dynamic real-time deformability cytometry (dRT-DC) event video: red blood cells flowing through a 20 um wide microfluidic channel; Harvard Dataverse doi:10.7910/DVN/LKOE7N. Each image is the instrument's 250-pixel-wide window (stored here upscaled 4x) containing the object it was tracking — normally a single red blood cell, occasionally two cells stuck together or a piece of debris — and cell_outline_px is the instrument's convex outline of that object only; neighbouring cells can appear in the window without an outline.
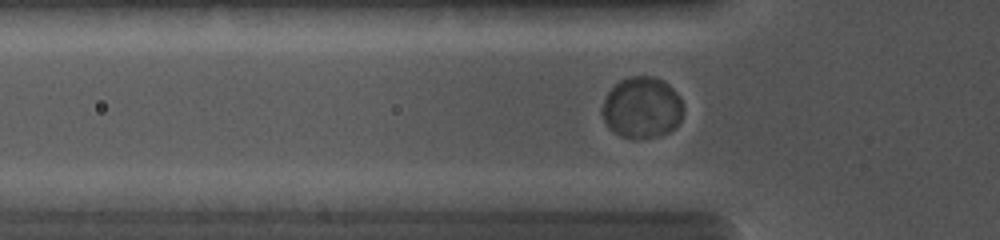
{"species": "common noctule bat (a hibernating species)", "species_latin": "Nyctalus noctula", "temperature_condition": "cold", "stored_images_in_passage": 21, "camera_frame_rate_fps": 5000, "um_per_image_px": 0.085, "animal": {"sex": "female", "body_mass_g": 19.0, "forearm_length_mm": 56.7}, "frame": {"image": 1, "passage_image": 12, "time_ms": 4.2, "image_size_px": [1000, 240], "cell_outline_px": [[680, 120], [676, 128], [668, 132], [656, 136], [620, 136], [608, 128], [600, 112], [600, 108], [608, 92], [620, 80], [632, 76], [652, 76], [668, 84], [676, 92], [680, 100]], "centroid_in_image_um": [54.51, 9.13], "position_along_channel_um": 71.3, "area_um2": 28.38}}
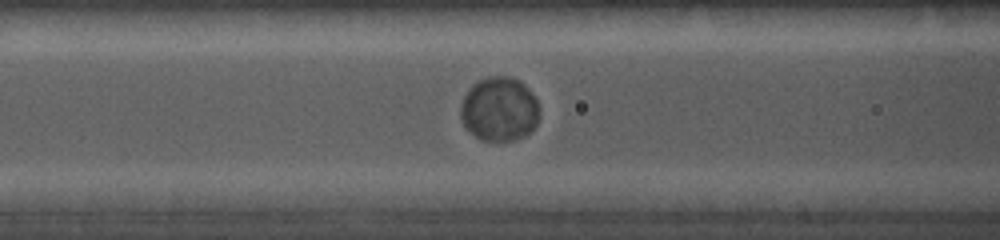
{"frame": {"image": 2, "passage_image": 15, "time_ms": 5.4, "image_size_px": [1000, 240], "cell_outline_px": [[536, 124], [524, 136], [512, 140], [480, 140], [464, 128], [460, 116], [460, 108], [464, 96], [472, 84], [488, 76], [508, 76], [520, 80], [528, 88], [536, 100]], "centroid_in_image_um": [42.38, 9.27], "position_along_channel_um": 124.2, "area_um2": 29.19}}
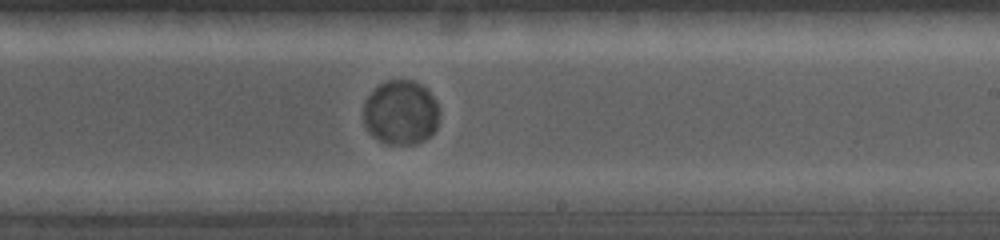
{"frame": {"image": 3, "passage_image": 21, "time_ms": 8.4, "image_size_px": [1000, 240], "cell_outline_px": [[440, 112], [436, 128], [424, 140], [416, 144], [388, 144], [372, 136], [368, 132], [364, 124], [364, 100], [384, 80], [412, 80], [420, 84], [436, 100]], "centroid_in_image_um": [34.06, 9.57], "position_along_channel_um": 254.9, "area_um2": 28.55}}